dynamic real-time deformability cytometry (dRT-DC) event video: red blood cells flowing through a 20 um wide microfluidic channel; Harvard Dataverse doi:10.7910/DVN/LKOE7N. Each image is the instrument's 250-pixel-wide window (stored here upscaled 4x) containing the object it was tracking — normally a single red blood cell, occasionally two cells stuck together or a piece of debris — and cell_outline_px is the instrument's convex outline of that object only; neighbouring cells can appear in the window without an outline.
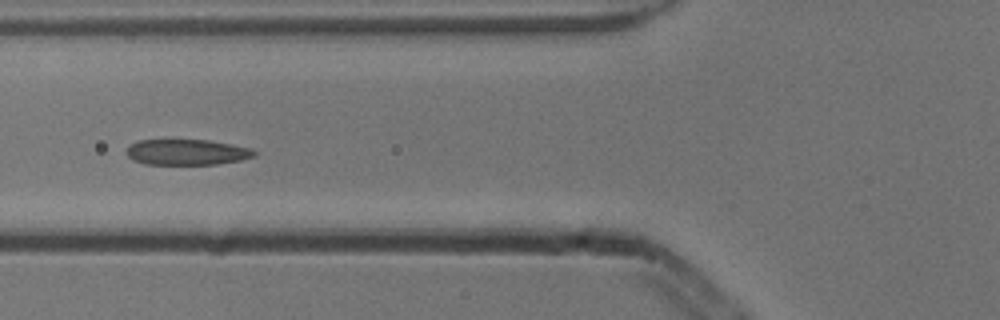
{"species": "common noctule bat (a hibernating species)", "species_latin": "Nyctalus noctula", "temperature_condition": "cold", "stored_images_in_passage": 5, "camera_frame_rate_fps": 3000, "um_per_image_px": 0.085, "animal": {"sex": "male", "body_mass_g": 13.3}, "frame": {"image": 1, "passage_image": 5, "time_ms": 1.333, "image_size_px": [1000, 320], "cell_outline_px": [[256, 156], [240, 160], [216, 164], [144, 164], [132, 160], [124, 152], [132, 144], [140, 140], [208, 140], [252, 148], [256, 152]], "centroid_in_image_um": [15.88, 12.94], "position_along_channel_um": 109.9, "area_um2": 19.07}}